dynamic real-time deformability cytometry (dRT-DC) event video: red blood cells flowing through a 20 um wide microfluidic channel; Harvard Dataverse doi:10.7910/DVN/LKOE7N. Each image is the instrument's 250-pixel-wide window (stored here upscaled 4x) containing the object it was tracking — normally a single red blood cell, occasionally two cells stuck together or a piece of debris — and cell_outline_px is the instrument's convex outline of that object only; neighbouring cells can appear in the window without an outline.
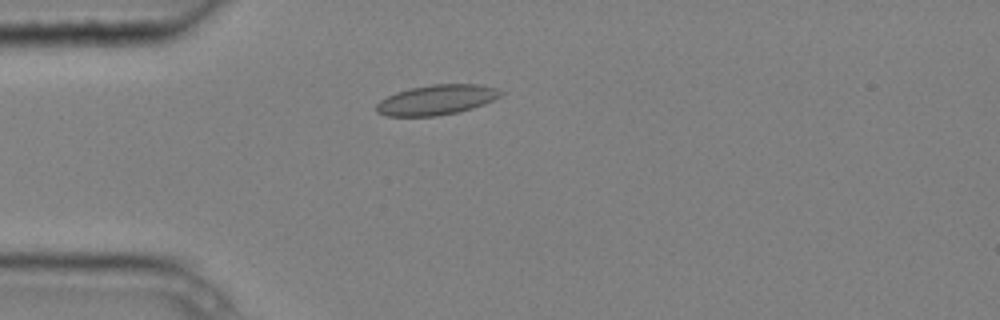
{"species": "common noctule bat (a hibernating species)", "species_latin": "Nyctalus noctula", "temperature_condition": "cold", "stored_images_in_passage": 4, "camera_frame_rate_fps": 3000, "um_per_image_px": 0.085, "animal": {"sex": "male", "body_mass_g": 20.4}, "frame": {"image": 1, "passage_image": 4, "time_ms": 1.0, "image_size_px": [1000, 320], "cell_outline_px": [[504, 92], [500, 96], [484, 104], [472, 108], [456, 112], [436, 116], [388, 116], [376, 112], [376, 104], [380, 100], [396, 92], [408, 88], [432, 84], [480, 84], [496, 88]], "centroid_in_image_um": [37.09, 8.48], "position_along_channel_um": 47.9, "area_um2": 21.73}}